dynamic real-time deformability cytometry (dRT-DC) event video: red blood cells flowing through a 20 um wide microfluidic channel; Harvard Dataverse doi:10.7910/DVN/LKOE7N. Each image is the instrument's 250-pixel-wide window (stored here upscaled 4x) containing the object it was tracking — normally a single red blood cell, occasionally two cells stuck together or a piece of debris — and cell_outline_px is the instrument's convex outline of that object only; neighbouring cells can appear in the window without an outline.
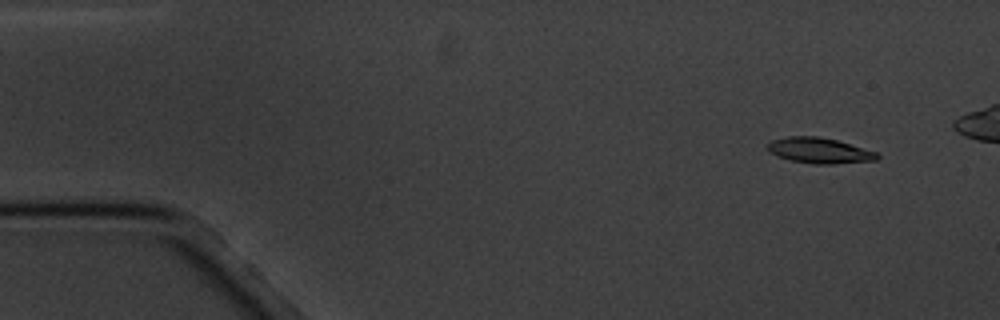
{"species": "common noctule bat (a hibernating species)", "species_latin": "Nyctalus noctula", "temperature_condition": "cold", "stored_images_in_passage": 6, "camera_frame_rate_fps": 3000, "um_per_image_px": 0.085, "animal": {"sex": "male", "body_mass_g": 20.1, "forearm_length_mm": 53.5}, "frame": {"image": 1, "passage_image": 2, "time_ms": 1.0, "image_size_px": [1000, 320], "cell_outline_px": [[880, 156], [876, 160], [832, 164], [816, 164], [792, 160], [768, 152], [768, 144], [772, 140], [788, 136], [816, 136], [836, 140], [876, 152]], "centroid_in_image_um": [69.64, 12.79], "position_along_channel_um": 15.4, "area_um2": 16.01}}